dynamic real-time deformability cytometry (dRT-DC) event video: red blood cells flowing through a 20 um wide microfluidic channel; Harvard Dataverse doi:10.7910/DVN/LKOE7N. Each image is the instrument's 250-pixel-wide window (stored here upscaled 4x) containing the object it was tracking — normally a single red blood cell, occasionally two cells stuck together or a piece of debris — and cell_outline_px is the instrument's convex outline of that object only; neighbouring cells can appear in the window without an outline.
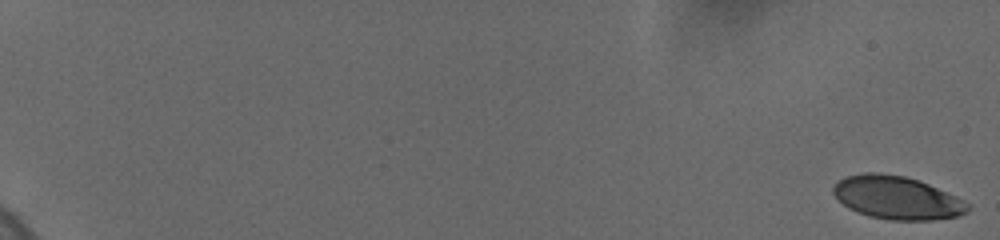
{"species": "human", "species_latin": "Homo sapiens", "temperature_condition": "cold", "stored_images_in_passage": 91, "camera_frame_rate_fps": 3000, "um_per_image_px": 0.085, "donor": {"sex": "female"}, "frame": {"image": 1, "passage_image": 1, "time_ms": 0.0, "image_size_px": [1000, 240], "cell_outline_px": [[972, 204], [968, 212], [956, 216], [932, 220], [888, 220], [868, 216], [856, 212], [848, 208], [832, 192], [832, 188], [836, 180], [844, 176], [864, 172], [880, 172], [904, 176], [928, 184], [956, 196]], "centroid_in_image_um": [76.22, 16.8], "position_along_channel_um": 8.8, "area_um2": 34.04}}
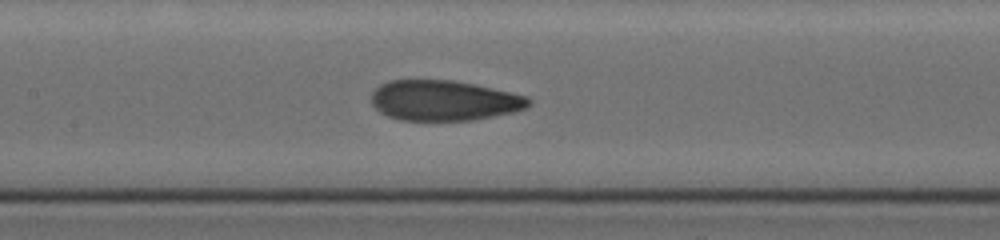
{"frame": {"image": 2, "passage_image": 52, "time_ms": 10.667, "image_size_px": [1000, 240], "cell_outline_px": [[532, 104], [528, 108], [516, 112], [472, 120], [400, 120], [388, 116], [380, 112], [372, 104], [372, 92], [380, 84], [388, 80], [452, 80], [476, 84], [528, 96], [532, 100]], "centroid_in_image_um": [37.79, 8.54], "position_along_channel_um": 169.6, "area_um2": 37.28}}
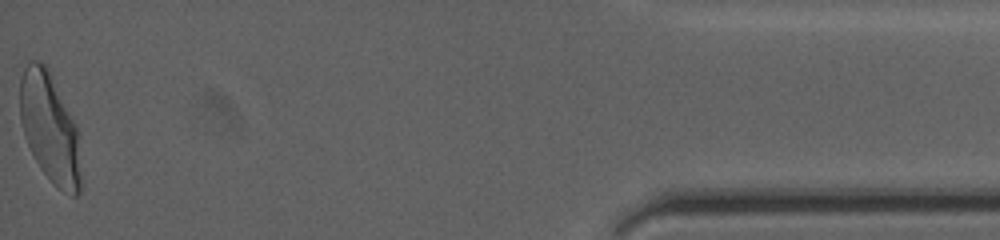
{"frame": {"image": 3, "passage_image": 91, "time_ms": 19.667, "image_size_px": [1000, 240], "cell_outline_px": [[80, 192], [76, 196], [72, 196], [60, 188], [40, 168], [24, 136], [20, 120], [20, 76], [28, 60], [36, 60], [44, 64], [48, 68], [80, 132]], "centroid_in_image_um": [4.24, 10.83], "position_along_channel_um": 431.0, "area_um2": 38.9}, "authors_computed_cell_mechanics": {"area_um2": 36.9342, "velocity_mm_per_s": 3.6764, "shape_relaxation_time_tau1_ms": 4.9059, "shape_relaxation_time_tau2_ms": 0.9595, "deformation_change_tau1": 0.1907, "deformation_change_tau2": 0.0641}}